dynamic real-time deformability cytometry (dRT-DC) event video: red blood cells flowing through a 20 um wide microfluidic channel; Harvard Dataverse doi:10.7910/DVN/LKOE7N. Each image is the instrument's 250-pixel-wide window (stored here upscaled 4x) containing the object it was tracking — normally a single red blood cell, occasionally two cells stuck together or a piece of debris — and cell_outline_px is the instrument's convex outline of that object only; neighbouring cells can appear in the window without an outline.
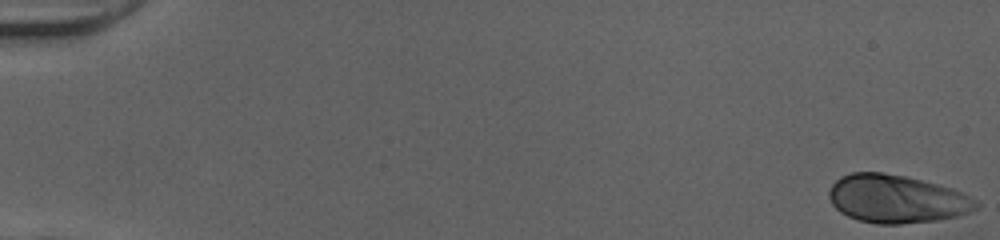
{"species": "human", "species_latin": "Homo sapiens", "temperature_condition": "cold", "stored_images_in_passage": 51, "camera_frame_rate_fps": 3000, "um_per_image_px": 0.085, "donor": {"sex": "female"}, "frame": {"image": 1, "passage_image": 1, "time_ms": 0.0, "image_size_px": [1000, 240], "cell_outline_px": [[980, 208], [956, 216], [936, 220], [900, 224], [876, 224], [860, 220], [848, 216], [840, 212], [832, 204], [828, 196], [828, 192], [832, 184], [840, 176], [852, 172], [884, 172], [904, 176], [952, 188], [976, 200], [980, 204]], "centroid_in_image_um": [76.18, 16.91], "position_along_channel_um": 8.8, "area_um2": 41.15}}
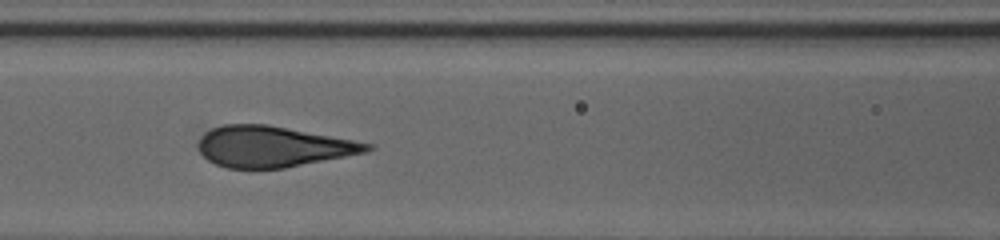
{"frame": {"image": 2, "passage_image": 24, "time_ms": 7.667, "image_size_px": [1000, 240], "cell_outline_px": [[376, 148], [368, 152], [284, 168], [228, 168], [216, 164], [208, 160], [200, 152], [200, 136], [204, 132], [212, 128], [224, 124], [268, 124], [376, 144]], "centroid_in_image_um": [23.25, 12.45], "position_along_channel_um": 143.4, "area_um2": 40.23}}
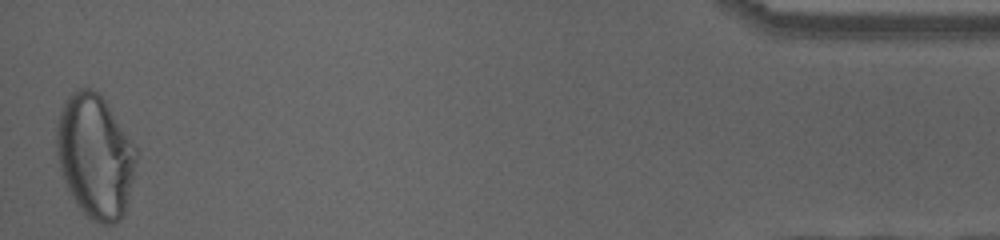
{"frame": {"image": 3, "passage_image": 51, "time_ms": 16.667, "image_size_px": [1000, 240], "cell_outline_px": [[140, 152], [124, 212], [120, 220], [112, 224], [104, 224], [92, 220], [76, 204], [64, 180], [60, 168], [56, 152], [56, 124], [64, 100], [76, 88], [88, 88], [96, 92], [104, 100]], "centroid_in_image_um": [8.09, 13.26], "position_along_channel_um": 427.1, "area_um2": 57.34}, "authors_computed_cell_mechanics": {"area_um2": 40.9802, "velocity_mm_per_s": 4.0298, "shape_relaxation_time_tau1_ms": 5.0461, "shape_relaxation_time_tau2_ms": null, "deformation_change_tau1": 0.196, "deformation_change_tau2": null}}